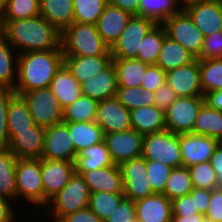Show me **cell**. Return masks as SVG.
<instances>
[{
	"mask_svg": "<svg viewBox=\"0 0 222 222\" xmlns=\"http://www.w3.org/2000/svg\"><path fill=\"white\" fill-rule=\"evenodd\" d=\"M0 32L18 54L61 49V32L41 15L7 21Z\"/></svg>",
	"mask_w": 222,
	"mask_h": 222,
	"instance_id": "cell-1",
	"label": "cell"
},
{
	"mask_svg": "<svg viewBox=\"0 0 222 222\" xmlns=\"http://www.w3.org/2000/svg\"><path fill=\"white\" fill-rule=\"evenodd\" d=\"M64 64L62 49L32 51L18 55L17 95L50 87L56 72Z\"/></svg>",
	"mask_w": 222,
	"mask_h": 222,
	"instance_id": "cell-2",
	"label": "cell"
},
{
	"mask_svg": "<svg viewBox=\"0 0 222 222\" xmlns=\"http://www.w3.org/2000/svg\"><path fill=\"white\" fill-rule=\"evenodd\" d=\"M60 39L64 56L111 55L110 47L102 40L94 24L73 22L61 32Z\"/></svg>",
	"mask_w": 222,
	"mask_h": 222,
	"instance_id": "cell-3",
	"label": "cell"
},
{
	"mask_svg": "<svg viewBox=\"0 0 222 222\" xmlns=\"http://www.w3.org/2000/svg\"><path fill=\"white\" fill-rule=\"evenodd\" d=\"M90 191L80 174L74 173L63 189L53 196L43 210L59 222L65 216L88 208ZM52 212V213H51Z\"/></svg>",
	"mask_w": 222,
	"mask_h": 222,
	"instance_id": "cell-4",
	"label": "cell"
},
{
	"mask_svg": "<svg viewBox=\"0 0 222 222\" xmlns=\"http://www.w3.org/2000/svg\"><path fill=\"white\" fill-rule=\"evenodd\" d=\"M141 157L176 168L183 166L180 134L168 129L143 136Z\"/></svg>",
	"mask_w": 222,
	"mask_h": 222,
	"instance_id": "cell-5",
	"label": "cell"
},
{
	"mask_svg": "<svg viewBox=\"0 0 222 222\" xmlns=\"http://www.w3.org/2000/svg\"><path fill=\"white\" fill-rule=\"evenodd\" d=\"M16 200L25 199L38 211L44 208L41 159H18L15 168Z\"/></svg>",
	"mask_w": 222,
	"mask_h": 222,
	"instance_id": "cell-6",
	"label": "cell"
},
{
	"mask_svg": "<svg viewBox=\"0 0 222 222\" xmlns=\"http://www.w3.org/2000/svg\"><path fill=\"white\" fill-rule=\"evenodd\" d=\"M20 95L26 101L36 125L46 128L62 122L63 108L50 87L39 88Z\"/></svg>",
	"mask_w": 222,
	"mask_h": 222,
	"instance_id": "cell-7",
	"label": "cell"
},
{
	"mask_svg": "<svg viewBox=\"0 0 222 222\" xmlns=\"http://www.w3.org/2000/svg\"><path fill=\"white\" fill-rule=\"evenodd\" d=\"M166 36L188 50L196 59L200 57L204 36L186 11H179L162 23Z\"/></svg>",
	"mask_w": 222,
	"mask_h": 222,
	"instance_id": "cell-8",
	"label": "cell"
},
{
	"mask_svg": "<svg viewBox=\"0 0 222 222\" xmlns=\"http://www.w3.org/2000/svg\"><path fill=\"white\" fill-rule=\"evenodd\" d=\"M156 24L152 19L132 16L118 40L110 48L112 58H136L143 38Z\"/></svg>",
	"mask_w": 222,
	"mask_h": 222,
	"instance_id": "cell-9",
	"label": "cell"
},
{
	"mask_svg": "<svg viewBox=\"0 0 222 222\" xmlns=\"http://www.w3.org/2000/svg\"><path fill=\"white\" fill-rule=\"evenodd\" d=\"M204 103V96L178 97L164 112L166 128L176 134L192 132Z\"/></svg>",
	"mask_w": 222,
	"mask_h": 222,
	"instance_id": "cell-10",
	"label": "cell"
},
{
	"mask_svg": "<svg viewBox=\"0 0 222 222\" xmlns=\"http://www.w3.org/2000/svg\"><path fill=\"white\" fill-rule=\"evenodd\" d=\"M123 194L126 199L136 201L155 194L146 174V160L143 157L122 162Z\"/></svg>",
	"mask_w": 222,
	"mask_h": 222,
	"instance_id": "cell-11",
	"label": "cell"
},
{
	"mask_svg": "<svg viewBox=\"0 0 222 222\" xmlns=\"http://www.w3.org/2000/svg\"><path fill=\"white\" fill-rule=\"evenodd\" d=\"M104 141L114 164L139 158L142 153L143 135L134 129L104 134Z\"/></svg>",
	"mask_w": 222,
	"mask_h": 222,
	"instance_id": "cell-12",
	"label": "cell"
},
{
	"mask_svg": "<svg viewBox=\"0 0 222 222\" xmlns=\"http://www.w3.org/2000/svg\"><path fill=\"white\" fill-rule=\"evenodd\" d=\"M76 155L68 126L64 122L45 128L42 159L74 162Z\"/></svg>",
	"mask_w": 222,
	"mask_h": 222,
	"instance_id": "cell-13",
	"label": "cell"
},
{
	"mask_svg": "<svg viewBox=\"0 0 222 222\" xmlns=\"http://www.w3.org/2000/svg\"><path fill=\"white\" fill-rule=\"evenodd\" d=\"M75 173L74 162L41 158V176L44 191V207L60 192Z\"/></svg>",
	"mask_w": 222,
	"mask_h": 222,
	"instance_id": "cell-14",
	"label": "cell"
},
{
	"mask_svg": "<svg viewBox=\"0 0 222 222\" xmlns=\"http://www.w3.org/2000/svg\"><path fill=\"white\" fill-rule=\"evenodd\" d=\"M165 82L178 97L204 96L198 59L187 65L167 71Z\"/></svg>",
	"mask_w": 222,
	"mask_h": 222,
	"instance_id": "cell-15",
	"label": "cell"
},
{
	"mask_svg": "<svg viewBox=\"0 0 222 222\" xmlns=\"http://www.w3.org/2000/svg\"><path fill=\"white\" fill-rule=\"evenodd\" d=\"M95 122L103 129L104 134L132 128L130 110L125 108L116 97L98 101Z\"/></svg>",
	"mask_w": 222,
	"mask_h": 222,
	"instance_id": "cell-16",
	"label": "cell"
},
{
	"mask_svg": "<svg viewBox=\"0 0 222 222\" xmlns=\"http://www.w3.org/2000/svg\"><path fill=\"white\" fill-rule=\"evenodd\" d=\"M219 143L220 142L214 138L192 132L180 134L183 166L188 168L195 164L210 161Z\"/></svg>",
	"mask_w": 222,
	"mask_h": 222,
	"instance_id": "cell-17",
	"label": "cell"
},
{
	"mask_svg": "<svg viewBox=\"0 0 222 222\" xmlns=\"http://www.w3.org/2000/svg\"><path fill=\"white\" fill-rule=\"evenodd\" d=\"M45 128L35 123L30 130L18 131L10 140L9 149L18 159H41L44 149Z\"/></svg>",
	"mask_w": 222,
	"mask_h": 222,
	"instance_id": "cell-18",
	"label": "cell"
},
{
	"mask_svg": "<svg viewBox=\"0 0 222 222\" xmlns=\"http://www.w3.org/2000/svg\"><path fill=\"white\" fill-rule=\"evenodd\" d=\"M186 12L203 36L222 31L221 0H207L189 7Z\"/></svg>",
	"mask_w": 222,
	"mask_h": 222,
	"instance_id": "cell-19",
	"label": "cell"
},
{
	"mask_svg": "<svg viewBox=\"0 0 222 222\" xmlns=\"http://www.w3.org/2000/svg\"><path fill=\"white\" fill-rule=\"evenodd\" d=\"M90 193H123L122 174L119 165L113 164L96 170L80 171Z\"/></svg>",
	"mask_w": 222,
	"mask_h": 222,
	"instance_id": "cell-20",
	"label": "cell"
},
{
	"mask_svg": "<svg viewBox=\"0 0 222 222\" xmlns=\"http://www.w3.org/2000/svg\"><path fill=\"white\" fill-rule=\"evenodd\" d=\"M132 15L120 8L107 4L96 26L102 40L111 48L127 26Z\"/></svg>",
	"mask_w": 222,
	"mask_h": 222,
	"instance_id": "cell-21",
	"label": "cell"
},
{
	"mask_svg": "<svg viewBox=\"0 0 222 222\" xmlns=\"http://www.w3.org/2000/svg\"><path fill=\"white\" fill-rule=\"evenodd\" d=\"M83 96L102 101L116 96L117 74L113 62L104 70L80 84Z\"/></svg>",
	"mask_w": 222,
	"mask_h": 222,
	"instance_id": "cell-22",
	"label": "cell"
},
{
	"mask_svg": "<svg viewBox=\"0 0 222 222\" xmlns=\"http://www.w3.org/2000/svg\"><path fill=\"white\" fill-rule=\"evenodd\" d=\"M136 217L141 222H171V200L164 194H153L134 201Z\"/></svg>",
	"mask_w": 222,
	"mask_h": 222,
	"instance_id": "cell-23",
	"label": "cell"
},
{
	"mask_svg": "<svg viewBox=\"0 0 222 222\" xmlns=\"http://www.w3.org/2000/svg\"><path fill=\"white\" fill-rule=\"evenodd\" d=\"M112 60V55L64 56V65L81 84L107 68Z\"/></svg>",
	"mask_w": 222,
	"mask_h": 222,
	"instance_id": "cell-24",
	"label": "cell"
},
{
	"mask_svg": "<svg viewBox=\"0 0 222 222\" xmlns=\"http://www.w3.org/2000/svg\"><path fill=\"white\" fill-rule=\"evenodd\" d=\"M130 121L132 129L143 136L167 129L164 111L155 105L131 109Z\"/></svg>",
	"mask_w": 222,
	"mask_h": 222,
	"instance_id": "cell-25",
	"label": "cell"
},
{
	"mask_svg": "<svg viewBox=\"0 0 222 222\" xmlns=\"http://www.w3.org/2000/svg\"><path fill=\"white\" fill-rule=\"evenodd\" d=\"M40 15L62 32L74 22L73 0H40Z\"/></svg>",
	"mask_w": 222,
	"mask_h": 222,
	"instance_id": "cell-26",
	"label": "cell"
},
{
	"mask_svg": "<svg viewBox=\"0 0 222 222\" xmlns=\"http://www.w3.org/2000/svg\"><path fill=\"white\" fill-rule=\"evenodd\" d=\"M50 89L63 109L74 103L82 95L79 82L64 64L52 79Z\"/></svg>",
	"mask_w": 222,
	"mask_h": 222,
	"instance_id": "cell-27",
	"label": "cell"
},
{
	"mask_svg": "<svg viewBox=\"0 0 222 222\" xmlns=\"http://www.w3.org/2000/svg\"><path fill=\"white\" fill-rule=\"evenodd\" d=\"M18 55L0 32V90L14 91L17 83Z\"/></svg>",
	"mask_w": 222,
	"mask_h": 222,
	"instance_id": "cell-28",
	"label": "cell"
},
{
	"mask_svg": "<svg viewBox=\"0 0 222 222\" xmlns=\"http://www.w3.org/2000/svg\"><path fill=\"white\" fill-rule=\"evenodd\" d=\"M113 164L105 141L82 149L77 153L74 161L75 173L77 174L80 171L96 170Z\"/></svg>",
	"mask_w": 222,
	"mask_h": 222,
	"instance_id": "cell-29",
	"label": "cell"
},
{
	"mask_svg": "<svg viewBox=\"0 0 222 222\" xmlns=\"http://www.w3.org/2000/svg\"><path fill=\"white\" fill-rule=\"evenodd\" d=\"M68 126L75 152L104 141L103 129L95 122H64Z\"/></svg>",
	"mask_w": 222,
	"mask_h": 222,
	"instance_id": "cell-30",
	"label": "cell"
},
{
	"mask_svg": "<svg viewBox=\"0 0 222 222\" xmlns=\"http://www.w3.org/2000/svg\"><path fill=\"white\" fill-rule=\"evenodd\" d=\"M195 59L196 58L188 50L166 36L163 40L156 65L167 72L192 63Z\"/></svg>",
	"mask_w": 222,
	"mask_h": 222,
	"instance_id": "cell-31",
	"label": "cell"
},
{
	"mask_svg": "<svg viewBox=\"0 0 222 222\" xmlns=\"http://www.w3.org/2000/svg\"><path fill=\"white\" fill-rule=\"evenodd\" d=\"M6 121L10 140L18 131L30 130L34 124L28 105L21 95L15 94L10 99Z\"/></svg>",
	"mask_w": 222,
	"mask_h": 222,
	"instance_id": "cell-32",
	"label": "cell"
},
{
	"mask_svg": "<svg viewBox=\"0 0 222 222\" xmlns=\"http://www.w3.org/2000/svg\"><path fill=\"white\" fill-rule=\"evenodd\" d=\"M117 74L118 87H139L147 68V64L131 58H113L112 60Z\"/></svg>",
	"mask_w": 222,
	"mask_h": 222,
	"instance_id": "cell-33",
	"label": "cell"
},
{
	"mask_svg": "<svg viewBox=\"0 0 222 222\" xmlns=\"http://www.w3.org/2000/svg\"><path fill=\"white\" fill-rule=\"evenodd\" d=\"M18 158L9 148H0V196L16 201L15 168Z\"/></svg>",
	"mask_w": 222,
	"mask_h": 222,
	"instance_id": "cell-34",
	"label": "cell"
},
{
	"mask_svg": "<svg viewBox=\"0 0 222 222\" xmlns=\"http://www.w3.org/2000/svg\"><path fill=\"white\" fill-rule=\"evenodd\" d=\"M192 133L222 142V111L212 109L204 103L198 112Z\"/></svg>",
	"mask_w": 222,
	"mask_h": 222,
	"instance_id": "cell-35",
	"label": "cell"
},
{
	"mask_svg": "<svg viewBox=\"0 0 222 222\" xmlns=\"http://www.w3.org/2000/svg\"><path fill=\"white\" fill-rule=\"evenodd\" d=\"M165 38L166 32L163 25L156 24L143 38L135 59L147 65H155Z\"/></svg>",
	"mask_w": 222,
	"mask_h": 222,
	"instance_id": "cell-36",
	"label": "cell"
},
{
	"mask_svg": "<svg viewBox=\"0 0 222 222\" xmlns=\"http://www.w3.org/2000/svg\"><path fill=\"white\" fill-rule=\"evenodd\" d=\"M179 11L176 0H140L137 17L149 18L162 24Z\"/></svg>",
	"mask_w": 222,
	"mask_h": 222,
	"instance_id": "cell-37",
	"label": "cell"
},
{
	"mask_svg": "<svg viewBox=\"0 0 222 222\" xmlns=\"http://www.w3.org/2000/svg\"><path fill=\"white\" fill-rule=\"evenodd\" d=\"M98 101L81 95L74 103L63 109L62 122L95 121Z\"/></svg>",
	"mask_w": 222,
	"mask_h": 222,
	"instance_id": "cell-38",
	"label": "cell"
},
{
	"mask_svg": "<svg viewBox=\"0 0 222 222\" xmlns=\"http://www.w3.org/2000/svg\"><path fill=\"white\" fill-rule=\"evenodd\" d=\"M193 188L194 186L188 168L181 166L172 169L166 181L163 194L169 200H173L189 194Z\"/></svg>",
	"mask_w": 222,
	"mask_h": 222,
	"instance_id": "cell-39",
	"label": "cell"
},
{
	"mask_svg": "<svg viewBox=\"0 0 222 222\" xmlns=\"http://www.w3.org/2000/svg\"><path fill=\"white\" fill-rule=\"evenodd\" d=\"M40 15V0H7L0 17V28L10 20L31 18Z\"/></svg>",
	"mask_w": 222,
	"mask_h": 222,
	"instance_id": "cell-40",
	"label": "cell"
},
{
	"mask_svg": "<svg viewBox=\"0 0 222 222\" xmlns=\"http://www.w3.org/2000/svg\"><path fill=\"white\" fill-rule=\"evenodd\" d=\"M203 95L222 89V58L199 60Z\"/></svg>",
	"mask_w": 222,
	"mask_h": 222,
	"instance_id": "cell-41",
	"label": "cell"
},
{
	"mask_svg": "<svg viewBox=\"0 0 222 222\" xmlns=\"http://www.w3.org/2000/svg\"><path fill=\"white\" fill-rule=\"evenodd\" d=\"M123 193H90L89 208L104 222L125 199Z\"/></svg>",
	"mask_w": 222,
	"mask_h": 222,
	"instance_id": "cell-42",
	"label": "cell"
},
{
	"mask_svg": "<svg viewBox=\"0 0 222 222\" xmlns=\"http://www.w3.org/2000/svg\"><path fill=\"white\" fill-rule=\"evenodd\" d=\"M128 110L154 105V92L139 87H118L115 96Z\"/></svg>",
	"mask_w": 222,
	"mask_h": 222,
	"instance_id": "cell-43",
	"label": "cell"
},
{
	"mask_svg": "<svg viewBox=\"0 0 222 222\" xmlns=\"http://www.w3.org/2000/svg\"><path fill=\"white\" fill-rule=\"evenodd\" d=\"M107 0H73L74 22L96 25Z\"/></svg>",
	"mask_w": 222,
	"mask_h": 222,
	"instance_id": "cell-44",
	"label": "cell"
},
{
	"mask_svg": "<svg viewBox=\"0 0 222 222\" xmlns=\"http://www.w3.org/2000/svg\"><path fill=\"white\" fill-rule=\"evenodd\" d=\"M194 188L213 190L218 188L216 173L210 161L188 167Z\"/></svg>",
	"mask_w": 222,
	"mask_h": 222,
	"instance_id": "cell-45",
	"label": "cell"
},
{
	"mask_svg": "<svg viewBox=\"0 0 222 222\" xmlns=\"http://www.w3.org/2000/svg\"><path fill=\"white\" fill-rule=\"evenodd\" d=\"M172 167L158 161L146 160V174L154 193L163 194Z\"/></svg>",
	"mask_w": 222,
	"mask_h": 222,
	"instance_id": "cell-46",
	"label": "cell"
},
{
	"mask_svg": "<svg viewBox=\"0 0 222 222\" xmlns=\"http://www.w3.org/2000/svg\"><path fill=\"white\" fill-rule=\"evenodd\" d=\"M15 94L13 90H0V148H8L10 144L6 120L10 99Z\"/></svg>",
	"mask_w": 222,
	"mask_h": 222,
	"instance_id": "cell-47",
	"label": "cell"
},
{
	"mask_svg": "<svg viewBox=\"0 0 222 222\" xmlns=\"http://www.w3.org/2000/svg\"><path fill=\"white\" fill-rule=\"evenodd\" d=\"M222 57V31L205 36L203 47L198 60L215 59Z\"/></svg>",
	"mask_w": 222,
	"mask_h": 222,
	"instance_id": "cell-48",
	"label": "cell"
},
{
	"mask_svg": "<svg viewBox=\"0 0 222 222\" xmlns=\"http://www.w3.org/2000/svg\"><path fill=\"white\" fill-rule=\"evenodd\" d=\"M166 79V72L158 65H148L140 85L142 89L155 92Z\"/></svg>",
	"mask_w": 222,
	"mask_h": 222,
	"instance_id": "cell-49",
	"label": "cell"
},
{
	"mask_svg": "<svg viewBox=\"0 0 222 222\" xmlns=\"http://www.w3.org/2000/svg\"><path fill=\"white\" fill-rule=\"evenodd\" d=\"M135 218V203L125 198L104 222H132Z\"/></svg>",
	"mask_w": 222,
	"mask_h": 222,
	"instance_id": "cell-50",
	"label": "cell"
},
{
	"mask_svg": "<svg viewBox=\"0 0 222 222\" xmlns=\"http://www.w3.org/2000/svg\"><path fill=\"white\" fill-rule=\"evenodd\" d=\"M172 216H189L199 214L195 208L194 198L190 194L171 200Z\"/></svg>",
	"mask_w": 222,
	"mask_h": 222,
	"instance_id": "cell-51",
	"label": "cell"
},
{
	"mask_svg": "<svg viewBox=\"0 0 222 222\" xmlns=\"http://www.w3.org/2000/svg\"><path fill=\"white\" fill-rule=\"evenodd\" d=\"M205 221L222 222V189L220 188L211 190V198L205 214Z\"/></svg>",
	"mask_w": 222,
	"mask_h": 222,
	"instance_id": "cell-52",
	"label": "cell"
},
{
	"mask_svg": "<svg viewBox=\"0 0 222 222\" xmlns=\"http://www.w3.org/2000/svg\"><path fill=\"white\" fill-rule=\"evenodd\" d=\"M177 98L178 96L174 90L166 82H164L154 92V105L165 112V110L171 106Z\"/></svg>",
	"mask_w": 222,
	"mask_h": 222,
	"instance_id": "cell-53",
	"label": "cell"
},
{
	"mask_svg": "<svg viewBox=\"0 0 222 222\" xmlns=\"http://www.w3.org/2000/svg\"><path fill=\"white\" fill-rule=\"evenodd\" d=\"M189 194L194 198L195 208L198 210L199 214L205 216L210 203L211 190L193 188Z\"/></svg>",
	"mask_w": 222,
	"mask_h": 222,
	"instance_id": "cell-54",
	"label": "cell"
},
{
	"mask_svg": "<svg viewBox=\"0 0 222 222\" xmlns=\"http://www.w3.org/2000/svg\"><path fill=\"white\" fill-rule=\"evenodd\" d=\"M59 222H102L100 218L88 207L69 214Z\"/></svg>",
	"mask_w": 222,
	"mask_h": 222,
	"instance_id": "cell-55",
	"label": "cell"
},
{
	"mask_svg": "<svg viewBox=\"0 0 222 222\" xmlns=\"http://www.w3.org/2000/svg\"><path fill=\"white\" fill-rule=\"evenodd\" d=\"M210 163L217 176L218 188L222 189V142L215 148Z\"/></svg>",
	"mask_w": 222,
	"mask_h": 222,
	"instance_id": "cell-56",
	"label": "cell"
},
{
	"mask_svg": "<svg viewBox=\"0 0 222 222\" xmlns=\"http://www.w3.org/2000/svg\"><path fill=\"white\" fill-rule=\"evenodd\" d=\"M11 203L12 201L0 196V222H16V211Z\"/></svg>",
	"mask_w": 222,
	"mask_h": 222,
	"instance_id": "cell-57",
	"label": "cell"
},
{
	"mask_svg": "<svg viewBox=\"0 0 222 222\" xmlns=\"http://www.w3.org/2000/svg\"><path fill=\"white\" fill-rule=\"evenodd\" d=\"M140 0H107V4L137 16Z\"/></svg>",
	"mask_w": 222,
	"mask_h": 222,
	"instance_id": "cell-58",
	"label": "cell"
},
{
	"mask_svg": "<svg viewBox=\"0 0 222 222\" xmlns=\"http://www.w3.org/2000/svg\"><path fill=\"white\" fill-rule=\"evenodd\" d=\"M204 100L210 108L222 111V89L206 93Z\"/></svg>",
	"mask_w": 222,
	"mask_h": 222,
	"instance_id": "cell-59",
	"label": "cell"
},
{
	"mask_svg": "<svg viewBox=\"0 0 222 222\" xmlns=\"http://www.w3.org/2000/svg\"><path fill=\"white\" fill-rule=\"evenodd\" d=\"M171 222H205V216L202 214H193L189 216H172Z\"/></svg>",
	"mask_w": 222,
	"mask_h": 222,
	"instance_id": "cell-60",
	"label": "cell"
},
{
	"mask_svg": "<svg viewBox=\"0 0 222 222\" xmlns=\"http://www.w3.org/2000/svg\"><path fill=\"white\" fill-rule=\"evenodd\" d=\"M204 1L207 0H176V3L180 11H186L189 7H192Z\"/></svg>",
	"mask_w": 222,
	"mask_h": 222,
	"instance_id": "cell-61",
	"label": "cell"
},
{
	"mask_svg": "<svg viewBox=\"0 0 222 222\" xmlns=\"http://www.w3.org/2000/svg\"><path fill=\"white\" fill-rule=\"evenodd\" d=\"M6 4H7V0H0V17L5 10Z\"/></svg>",
	"mask_w": 222,
	"mask_h": 222,
	"instance_id": "cell-62",
	"label": "cell"
},
{
	"mask_svg": "<svg viewBox=\"0 0 222 222\" xmlns=\"http://www.w3.org/2000/svg\"><path fill=\"white\" fill-rule=\"evenodd\" d=\"M132 222H141L137 217Z\"/></svg>",
	"mask_w": 222,
	"mask_h": 222,
	"instance_id": "cell-63",
	"label": "cell"
}]
</instances>
